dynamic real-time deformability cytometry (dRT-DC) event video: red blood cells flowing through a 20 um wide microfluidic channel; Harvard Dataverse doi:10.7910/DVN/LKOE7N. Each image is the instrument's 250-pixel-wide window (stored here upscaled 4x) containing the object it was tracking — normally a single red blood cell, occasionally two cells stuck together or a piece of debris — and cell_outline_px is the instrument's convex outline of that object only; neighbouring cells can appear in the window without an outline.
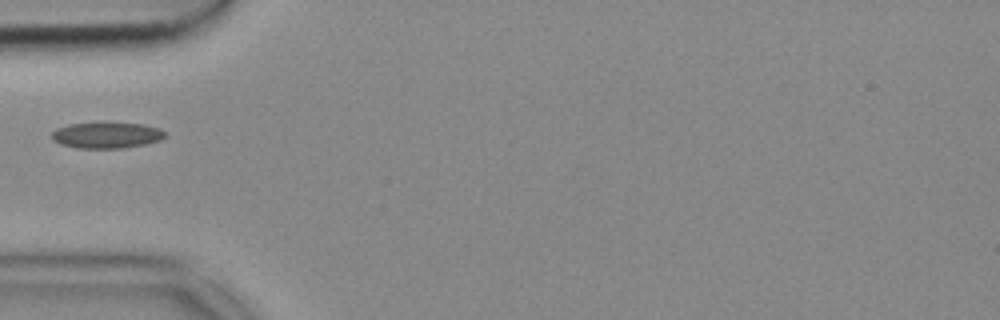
{"species": "common noctule bat (a hibernating species)", "species_latin": "Nyctalus noctula", "temperature_condition": "cold", "stored_images_in_passage": 7, "camera_frame_rate_fps": 3000, "um_per_image_px": 0.085, "animal": {"sex": "female", "body_mass_g": 18.4}, "frame": {"image": 1, "passage_image": 1, "time_ms": 0.0, "image_size_px": [1000, 320], "cell_outline_px": [[168, 136], [160, 140], [144, 144], [124, 148], [80, 148], [60, 144], [52, 140], [52, 132], [56, 128], [68, 124], [100, 120], [104, 120], [144, 124], [156, 128], [164, 132]], "centroid_in_image_um": [9.03, 11.44], "position_along_channel_um": 76.0, "area_um2": 17.92}}